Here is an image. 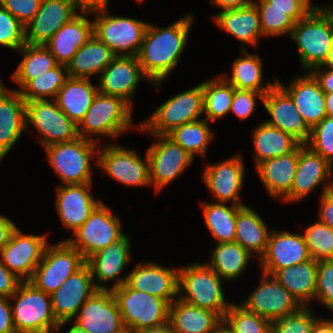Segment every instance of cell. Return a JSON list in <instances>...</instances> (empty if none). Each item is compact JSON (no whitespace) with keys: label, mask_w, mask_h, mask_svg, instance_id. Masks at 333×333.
<instances>
[{"label":"cell","mask_w":333,"mask_h":333,"mask_svg":"<svg viewBox=\"0 0 333 333\" xmlns=\"http://www.w3.org/2000/svg\"><path fill=\"white\" fill-rule=\"evenodd\" d=\"M194 14L188 13L173 24L157 28L148 23L137 55L143 73L155 88L171 74L187 45Z\"/></svg>","instance_id":"6da1fadb"},{"label":"cell","mask_w":333,"mask_h":333,"mask_svg":"<svg viewBox=\"0 0 333 333\" xmlns=\"http://www.w3.org/2000/svg\"><path fill=\"white\" fill-rule=\"evenodd\" d=\"M221 280L206 263L195 262L179 267L178 298L213 311L223 319L232 303L225 300Z\"/></svg>","instance_id":"7a4b0ae2"},{"label":"cell","mask_w":333,"mask_h":333,"mask_svg":"<svg viewBox=\"0 0 333 333\" xmlns=\"http://www.w3.org/2000/svg\"><path fill=\"white\" fill-rule=\"evenodd\" d=\"M290 37L298 48L305 71L322 66L333 42V13L328 8L310 12L295 23Z\"/></svg>","instance_id":"3957f363"},{"label":"cell","mask_w":333,"mask_h":333,"mask_svg":"<svg viewBox=\"0 0 333 333\" xmlns=\"http://www.w3.org/2000/svg\"><path fill=\"white\" fill-rule=\"evenodd\" d=\"M132 107L116 96H95L91 106L77 125L78 136L98 142V136L116 138L133 127ZM97 136V139L92 137Z\"/></svg>","instance_id":"277c9868"},{"label":"cell","mask_w":333,"mask_h":333,"mask_svg":"<svg viewBox=\"0 0 333 333\" xmlns=\"http://www.w3.org/2000/svg\"><path fill=\"white\" fill-rule=\"evenodd\" d=\"M16 333H47L55 331L59 322L54 317L50 294L29 281H21L9 298Z\"/></svg>","instance_id":"5b68a950"},{"label":"cell","mask_w":333,"mask_h":333,"mask_svg":"<svg viewBox=\"0 0 333 333\" xmlns=\"http://www.w3.org/2000/svg\"><path fill=\"white\" fill-rule=\"evenodd\" d=\"M96 141L81 137L44 147L49 164L64 185L93 183L91 159L98 156Z\"/></svg>","instance_id":"8992f818"},{"label":"cell","mask_w":333,"mask_h":333,"mask_svg":"<svg viewBox=\"0 0 333 333\" xmlns=\"http://www.w3.org/2000/svg\"><path fill=\"white\" fill-rule=\"evenodd\" d=\"M203 115L202 84L179 93L161 104L137 130L148 134L167 135L186 123L200 120Z\"/></svg>","instance_id":"52a82bcc"},{"label":"cell","mask_w":333,"mask_h":333,"mask_svg":"<svg viewBox=\"0 0 333 333\" xmlns=\"http://www.w3.org/2000/svg\"><path fill=\"white\" fill-rule=\"evenodd\" d=\"M111 291L124 326L142 332L169 322L170 303L165 299L130 289L126 284Z\"/></svg>","instance_id":"ba28073f"},{"label":"cell","mask_w":333,"mask_h":333,"mask_svg":"<svg viewBox=\"0 0 333 333\" xmlns=\"http://www.w3.org/2000/svg\"><path fill=\"white\" fill-rule=\"evenodd\" d=\"M108 9L94 11L93 34L116 56H137L148 23L130 17L112 16Z\"/></svg>","instance_id":"9c48e42d"},{"label":"cell","mask_w":333,"mask_h":333,"mask_svg":"<svg viewBox=\"0 0 333 333\" xmlns=\"http://www.w3.org/2000/svg\"><path fill=\"white\" fill-rule=\"evenodd\" d=\"M85 264L86 259L65 240L52 245L47 244L41 262L35 268L29 282L41 291L51 294Z\"/></svg>","instance_id":"30bf717a"},{"label":"cell","mask_w":333,"mask_h":333,"mask_svg":"<svg viewBox=\"0 0 333 333\" xmlns=\"http://www.w3.org/2000/svg\"><path fill=\"white\" fill-rule=\"evenodd\" d=\"M121 220L102 201L90 214L84 224L65 241L88 259L97 251L122 238Z\"/></svg>","instance_id":"8fae6325"},{"label":"cell","mask_w":333,"mask_h":333,"mask_svg":"<svg viewBox=\"0 0 333 333\" xmlns=\"http://www.w3.org/2000/svg\"><path fill=\"white\" fill-rule=\"evenodd\" d=\"M26 128L33 126L41 136L40 143L46 147L78 138L77 125L50 100L26 102Z\"/></svg>","instance_id":"7c38bea8"},{"label":"cell","mask_w":333,"mask_h":333,"mask_svg":"<svg viewBox=\"0 0 333 333\" xmlns=\"http://www.w3.org/2000/svg\"><path fill=\"white\" fill-rule=\"evenodd\" d=\"M96 158L94 164L97 167L125 186L141 187L151 185L147 152L145 161L133 149L117 144H108L99 149Z\"/></svg>","instance_id":"4fadbf2b"},{"label":"cell","mask_w":333,"mask_h":333,"mask_svg":"<svg viewBox=\"0 0 333 333\" xmlns=\"http://www.w3.org/2000/svg\"><path fill=\"white\" fill-rule=\"evenodd\" d=\"M151 135L158 140L153 142L146 151L149 177L150 184L154 185L155 193H158L178 178L192 164L194 157L167 135Z\"/></svg>","instance_id":"5bb4252c"},{"label":"cell","mask_w":333,"mask_h":333,"mask_svg":"<svg viewBox=\"0 0 333 333\" xmlns=\"http://www.w3.org/2000/svg\"><path fill=\"white\" fill-rule=\"evenodd\" d=\"M90 268L85 264L74 274L70 275L66 281L54 292L50 294L52 311L54 317L59 322L57 331L63 325L71 322L84 305V303L96 292Z\"/></svg>","instance_id":"9a60e30c"},{"label":"cell","mask_w":333,"mask_h":333,"mask_svg":"<svg viewBox=\"0 0 333 333\" xmlns=\"http://www.w3.org/2000/svg\"><path fill=\"white\" fill-rule=\"evenodd\" d=\"M46 237V234H23L16 227L8 243L0 251L2 264L21 281H29L48 244Z\"/></svg>","instance_id":"2e32d148"},{"label":"cell","mask_w":333,"mask_h":333,"mask_svg":"<svg viewBox=\"0 0 333 333\" xmlns=\"http://www.w3.org/2000/svg\"><path fill=\"white\" fill-rule=\"evenodd\" d=\"M248 311L263 316L270 322L299 311L302 306L273 275L262 272V282L240 303Z\"/></svg>","instance_id":"e0dca14e"},{"label":"cell","mask_w":333,"mask_h":333,"mask_svg":"<svg viewBox=\"0 0 333 333\" xmlns=\"http://www.w3.org/2000/svg\"><path fill=\"white\" fill-rule=\"evenodd\" d=\"M202 179L216 199V203L232 202V205L244 206L241 203L240 191L244 181L245 166L241 154H236L219 163L205 164Z\"/></svg>","instance_id":"ac0fdd59"},{"label":"cell","mask_w":333,"mask_h":333,"mask_svg":"<svg viewBox=\"0 0 333 333\" xmlns=\"http://www.w3.org/2000/svg\"><path fill=\"white\" fill-rule=\"evenodd\" d=\"M130 242V238L125 234L119 240L86 259V264L90 268L93 279L96 278L97 280L94 284L98 290H113L126 283L127 274L121 278L119 275L125 270L131 260ZM112 280L116 282L111 288L104 286L105 283H109Z\"/></svg>","instance_id":"d6986e66"},{"label":"cell","mask_w":333,"mask_h":333,"mask_svg":"<svg viewBox=\"0 0 333 333\" xmlns=\"http://www.w3.org/2000/svg\"><path fill=\"white\" fill-rule=\"evenodd\" d=\"M262 104L271 117L265 122L291 135L300 144L309 141L311 129L304 122L289 94L276 83L263 98Z\"/></svg>","instance_id":"ffe728a7"},{"label":"cell","mask_w":333,"mask_h":333,"mask_svg":"<svg viewBox=\"0 0 333 333\" xmlns=\"http://www.w3.org/2000/svg\"><path fill=\"white\" fill-rule=\"evenodd\" d=\"M312 259L303 234L271 230L267 250L260 258L263 273L273 275L277 270Z\"/></svg>","instance_id":"44dd1931"},{"label":"cell","mask_w":333,"mask_h":333,"mask_svg":"<svg viewBox=\"0 0 333 333\" xmlns=\"http://www.w3.org/2000/svg\"><path fill=\"white\" fill-rule=\"evenodd\" d=\"M73 321L88 333H116L124 326L111 290L96 291L84 303Z\"/></svg>","instance_id":"7402d4cb"},{"label":"cell","mask_w":333,"mask_h":333,"mask_svg":"<svg viewBox=\"0 0 333 333\" xmlns=\"http://www.w3.org/2000/svg\"><path fill=\"white\" fill-rule=\"evenodd\" d=\"M179 267L168 268L153 262H139L128 274L130 289L165 299L170 304L177 299Z\"/></svg>","instance_id":"603a6c76"},{"label":"cell","mask_w":333,"mask_h":333,"mask_svg":"<svg viewBox=\"0 0 333 333\" xmlns=\"http://www.w3.org/2000/svg\"><path fill=\"white\" fill-rule=\"evenodd\" d=\"M142 78L148 80L137 56H116L99 76L98 90L104 95L119 97L133 107L131 99Z\"/></svg>","instance_id":"cb8c5ba5"},{"label":"cell","mask_w":333,"mask_h":333,"mask_svg":"<svg viewBox=\"0 0 333 333\" xmlns=\"http://www.w3.org/2000/svg\"><path fill=\"white\" fill-rule=\"evenodd\" d=\"M73 0H42L34 18L25 26V41L31 45H45L50 38L76 15Z\"/></svg>","instance_id":"d4e9b609"},{"label":"cell","mask_w":333,"mask_h":333,"mask_svg":"<svg viewBox=\"0 0 333 333\" xmlns=\"http://www.w3.org/2000/svg\"><path fill=\"white\" fill-rule=\"evenodd\" d=\"M332 172L333 166L321 155L306 144H300L291 190L282 200L291 203L305 199L321 183L327 182V179L333 175Z\"/></svg>","instance_id":"484cf974"},{"label":"cell","mask_w":333,"mask_h":333,"mask_svg":"<svg viewBox=\"0 0 333 333\" xmlns=\"http://www.w3.org/2000/svg\"><path fill=\"white\" fill-rule=\"evenodd\" d=\"M92 185L89 183L57 187L56 210L63 226L72 233L84 224L102 202L101 199H94L90 193Z\"/></svg>","instance_id":"4316f807"},{"label":"cell","mask_w":333,"mask_h":333,"mask_svg":"<svg viewBox=\"0 0 333 333\" xmlns=\"http://www.w3.org/2000/svg\"><path fill=\"white\" fill-rule=\"evenodd\" d=\"M26 101L19 90L4 87L0 79V163L26 129Z\"/></svg>","instance_id":"83f0119b"},{"label":"cell","mask_w":333,"mask_h":333,"mask_svg":"<svg viewBox=\"0 0 333 333\" xmlns=\"http://www.w3.org/2000/svg\"><path fill=\"white\" fill-rule=\"evenodd\" d=\"M277 83L292 98L304 122L310 129L327 116L325 93L310 72H307L304 76H296L287 86L283 85L278 79Z\"/></svg>","instance_id":"f1b7e54d"},{"label":"cell","mask_w":333,"mask_h":333,"mask_svg":"<svg viewBox=\"0 0 333 333\" xmlns=\"http://www.w3.org/2000/svg\"><path fill=\"white\" fill-rule=\"evenodd\" d=\"M87 14L89 12H80L45 44L58 64L67 66L78 49L93 35V21L86 17Z\"/></svg>","instance_id":"f546056e"},{"label":"cell","mask_w":333,"mask_h":333,"mask_svg":"<svg viewBox=\"0 0 333 333\" xmlns=\"http://www.w3.org/2000/svg\"><path fill=\"white\" fill-rule=\"evenodd\" d=\"M298 163V147L286 155L256 165L259 179L272 198L283 199L291 190Z\"/></svg>","instance_id":"4dcf8cb0"},{"label":"cell","mask_w":333,"mask_h":333,"mask_svg":"<svg viewBox=\"0 0 333 333\" xmlns=\"http://www.w3.org/2000/svg\"><path fill=\"white\" fill-rule=\"evenodd\" d=\"M169 323L174 333H214L223 319L213 311L177 298L169 307Z\"/></svg>","instance_id":"1f68e13d"},{"label":"cell","mask_w":333,"mask_h":333,"mask_svg":"<svg viewBox=\"0 0 333 333\" xmlns=\"http://www.w3.org/2000/svg\"><path fill=\"white\" fill-rule=\"evenodd\" d=\"M212 19L219 28L245 45L256 48L262 36L259 13L253 2L237 9L220 11Z\"/></svg>","instance_id":"d6a6232c"},{"label":"cell","mask_w":333,"mask_h":333,"mask_svg":"<svg viewBox=\"0 0 333 333\" xmlns=\"http://www.w3.org/2000/svg\"><path fill=\"white\" fill-rule=\"evenodd\" d=\"M116 55L94 34L84 43L67 64V74L71 78L90 79L101 75Z\"/></svg>","instance_id":"836d02e7"},{"label":"cell","mask_w":333,"mask_h":333,"mask_svg":"<svg viewBox=\"0 0 333 333\" xmlns=\"http://www.w3.org/2000/svg\"><path fill=\"white\" fill-rule=\"evenodd\" d=\"M98 92V86L95 87L91 79L68 77L54 101L68 118L78 125Z\"/></svg>","instance_id":"e575fe53"},{"label":"cell","mask_w":333,"mask_h":333,"mask_svg":"<svg viewBox=\"0 0 333 333\" xmlns=\"http://www.w3.org/2000/svg\"><path fill=\"white\" fill-rule=\"evenodd\" d=\"M318 261L310 259L304 263L277 270L273 276L298 301L309 307L315 300Z\"/></svg>","instance_id":"d590c367"},{"label":"cell","mask_w":333,"mask_h":333,"mask_svg":"<svg viewBox=\"0 0 333 333\" xmlns=\"http://www.w3.org/2000/svg\"><path fill=\"white\" fill-rule=\"evenodd\" d=\"M235 230L236 243L251 254L259 255V259L265 254L271 231L253 208L246 205L239 208Z\"/></svg>","instance_id":"8d00e7d4"},{"label":"cell","mask_w":333,"mask_h":333,"mask_svg":"<svg viewBox=\"0 0 333 333\" xmlns=\"http://www.w3.org/2000/svg\"><path fill=\"white\" fill-rule=\"evenodd\" d=\"M255 166L260 162L293 152L300 143L291 135L265 121L252 132Z\"/></svg>","instance_id":"74e56055"},{"label":"cell","mask_w":333,"mask_h":333,"mask_svg":"<svg viewBox=\"0 0 333 333\" xmlns=\"http://www.w3.org/2000/svg\"><path fill=\"white\" fill-rule=\"evenodd\" d=\"M262 59L258 55L251 54L242 47V57L235 59L232 65L231 77L227 74L221 76L236 89L254 90L264 95L277 83L270 80L263 85Z\"/></svg>","instance_id":"f35d334b"},{"label":"cell","mask_w":333,"mask_h":333,"mask_svg":"<svg viewBox=\"0 0 333 333\" xmlns=\"http://www.w3.org/2000/svg\"><path fill=\"white\" fill-rule=\"evenodd\" d=\"M211 254V261L206 264L213 269L221 279L227 280L228 282L243 274L252 257L249 251L245 250L235 241L216 244Z\"/></svg>","instance_id":"ab89813d"},{"label":"cell","mask_w":333,"mask_h":333,"mask_svg":"<svg viewBox=\"0 0 333 333\" xmlns=\"http://www.w3.org/2000/svg\"><path fill=\"white\" fill-rule=\"evenodd\" d=\"M18 51L23 55L16 71L12 74L21 89L32 79L58 65L55 56L45 45L25 43Z\"/></svg>","instance_id":"60d3db41"},{"label":"cell","mask_w":333,"mask_h":333,"mask_svg":"<svg viewBox=\"0 0 333 333\" xmlns=\"http://www.w3.org/2000/svg\"><path fill=\"white\" fill-rule=\"evenodd\" d=\"M207 229L218 243L234 242L236 236L237 212L241 206H226V203L201 204Z\"/></svg>","instance_id":"b9f144b4"},{"label":"cell","mask_w":333,"mask_h":333,"mask_svg":"<svg viewBox=\"0 0 333 333\" xmlns=\"http://www.w3.org/2000/svg\"><path fill=\"white\" fill-rule=\"evenodd\" d=\"M202 84L203 116L208 122L226 116L230 112L235 87L227 82L220 74L217 78L207 80Z\"/></svg>","instance_id":"7bdbcfd3"},{"label":"cell","mask_w":333,"mask_h":333,"mask_svg":"<svg viewBox=\"0 0 333 333\" xmlns=\"http://www.w3.org/2000/svg\"><path fill=\"white\" fill-rule=\"evenodd\" d=\"M167 136L191 156L194 157L197 154L205 159L214 133L210 129L208 121L200 119L173 129Z\"/></svg>","instance_id":"ee69618b"},{"label":"cell","mask_w":333,"mask_h":333,"mask_svg":"<svg viewBox=\"0 0 333 333\" xmlns=\"http://www.w3.org/2000/svg\"><path fill=\"white\" fill-rule=\"evenodd\" d=\"M67 78L66 65L58 64L53 69L30 80L22 89H19V92L26 102L49 100L52 97V99H55Z\"/></svg>","instance_id":"f6af8a7d"},{"label":"cell","mask_w":333,"mask_h":333,"mask_svg":"<svg viewBox=\"0 0 333 333\" xmlns=\"http://www.w3.org/2000/svg\"><path fill=\"white\" fill-rule=\"evenodd\" d=\"M223 324L232 333H271V322L268 319L236 303L229 307Z\"/></svg>","instance_id":"bcb514c9"},{"label":"cell","mask_w":333,"mask_h":333,"mask_svg":"<svg viewBox=\"0 0 333 333\" xmlns=\"http://www.w3.org/2000/svg\"><path fill=\"white\" fill-rule=\"evenodd\" d=\"M259 13L262 37L289 35L295 26V21L279 8H269L267 0H253Z\"/></svg>","instance_id":"7dc6e473"},{"label":"cell","mask_w":333,"mask_h":333,"mask_svg":"<svg viewBox=\"0 0 333 333\" xmlns=\"http://www.w3.org/2000/svg\"><path fill=\"white\" fill-rule=\"evenodd\" d=\"M302 234L312 259L333 260V229L318 219Z\"/></svg>","instance_id":"c3c4849f"},{"label":"cell","mask_w":333,"mask_h":333,"mask_svg":"<svg viewBox=\"0 0 333 333\" xmlns=\"http://www.w3.org/2000/svg\"><path fill=\"white\" fill-rule=\"evenodd\" d=\"M306 145L333 166V117L325 116L311 129Z\"/></svg>","instance_id":"681fc988"},{"label":"cell","mask_w":333,"mask_h":333,"mask_svg":"<svg viewBox=\"0 0 333 333\" xmlns=\"http://www.w3.org/2000/svg\"><path fill=\"white\" fill-rule=\"evenodd\" d=\"M318 319L310 307H302L295 313L271 322V333H311Z\"/></svg>","instance_id":"f907efd6"},{"label":"cell","mask_w":333,"mask_h":333,"mask_svg":"<svg viewBox=\"0 0 333 333\" xmlns=\"http://www.w3.org/2000/svg\"><path fill=\"white\" fill-rule=\"evenodd\" d=\"M25 43V26L0 5V45L18 51Z\"/></svg>","instance_id":"816d5d0a"},{"label":"cell","mask_w":333,"mask_h":333,"mask_svg":"<svg viewBox=\"0 0 333 333\" xmlns=\"http://www.w3.org/2000/svg\"><path fill=\"white\" fill-rule=\"evenodd\" d=\"M316 299L333 313V260L318 261Z\"/></svg>","instance_id":"f5cc1de1"},{"label":"cell","mask_w":333,"mask_h":333,"mask_svg":"<svg viewBox=\"0 0 333 333\" xmlns=\"http://www.w3.org/2000/svg\"><path fill=\"white\" fill-rule=\"evenodd\" d=\"M264 94L254 90L236 89L231 102L230 112L234 113L241 121L254 113L256 100L263 102Z\"/></svg>","instance_id":"db71d44e"},{"label":"cell","mask_w":333,"mask_h":333,"mask_svg":"<svg viewBox=\"0 0 333 333\" xmlns=\"http://www.w3.org/2000/svg\"><path fill=\"white\" fill-rule=\"evenodd\" d=\"M41 2L42 0H0V5L26 26L38 12Z\"/></svg>","instance_id":"11a10c76"},{"label":"cell","mask_w":333,"mask_h":333,"mask_svg":"<svg viewBox=\"0 0 333 333\" xmlns=\"http://www.w3.org/2000/svg\"><path fill=\"white\" fill-rule=\"evenodd\" d=\"M269 8H279L286 11L295 22L305 18L311 11L299 0H267Z\"/></svg>","instance_id":"9f6ffc18"},{"label":"cell","mask_w":333,"mask_h":333,"mask_svg":"<svg viewBox=\"0 0 333 333\" xmlns=\"http://www.w3.org/2000/svg\"><path fill=\"white\" fill-rule=\"evenodd\" d=\"M320 204L318 219L333 229V189L329 181L322 188Z\"/></svg>","instance_id":"6f0895ef"},{"label":"cell","mask_w":333,"mask_h":333,"mask_svg":"<svg viewBox=\"0 0 333 333\" xmlns=\"http://www.w3.org/2000/svg\"><path fill=\"white\" fill-rule=\"evenodd\" d=\"M21 280L9 271L0 259V296L10 298Z\"/></svg>","instance_id":"680465c9"},{"label":"cell","mask_w":333,"mask_h":333,"mask_svg":"<svg viewBox=\"0 0 333 333\" xmlns=\"http://www.w3.org/2000/svg\"><path fill=\"white\" fill-rule=\"evenodd\" d=\"M0 296V333H16L12 316L11 301Z\"/></svg>","instance_id":"91938a15"},{"label":"cell","mask_w":333,"mask_h":333,"mask_svg":"<svg viewBox=\"0 0 333 333\" xmlns=\"http://www.w3.org/2000/svg\"><path fill=\"white\" fill-rule=\"evenodd\" d=\"M310 73L318 81L324 93H333V70L318 66L313 68Z\"/></svg>","instance_id":"94428289"},{"label":"cell","mask_w":333,"mask_h":333,"mask_svg":"<svg viewBox=\"0 0 333 333\" xmlns=\"http://www.w3.org/2000/svg\"><path fill=\"white\" fill-rule=\"evenodd\" d=\"M80 12H89L108 9L109 0H73Z\"/></svg>","instance_id":"6125c7cd"},{"label":"cell","mask_w":333,"mask_h":333,"mask_svg":"<svg viewBox=\"0 0 333 333\" xmlns=\"http://www.w3.org/2000/svg\"><path fill=\"white\" fill-rule=\"evenodd\" d=\"M16 227L15 223L9 217L0 214V251L8 243Z\"/></svg>","instance_id":"be15d7a7"},{"label":"cell","mask_w":333,"mask_h":333,"mask_svg":"<svg viewBox=\"0 0 333 333\" xmlns=\"http://www.w3.org/2000/svg\"><path fill=\"white\" fill-rule=\"evenodd\" d=\"M253 2V0H210L213 6H217L220 11L237 9L242 6H246Z\"/></svg>","instance_id":"e7e4bbea"},{"label":"cell","mask_w":333,"mask_h":333,"mask_svg":"<svg viewBox=\"0 0 333 333\" xmlns=\"http://www.w3.org/2000/svg\"><path fill=\"white\" fill-rule=\"evenodd\" d=\"M311 333H333V320L319 318L315 322Z\"/></svg>","instance_id":"03108f58"},{"label":"cell","mask_w":333,"mask_h":333,"mask_svg":"<svg viewBox=\"0 0 333 333\" xmlns=\"http://www.w3.org/2000/svg\"><path fill=\"white\" fill-rule=\"evenodd\" d=\"M140 333H174V331L172 330V327H171L170 323L168 322L164 325L154 327L152 329H147Z\"/></svg>","instance_id":"003e7915"},{"label":"cell","mask_w":333,"mask_h":333,"mask_svg":"<svg viewBox=\"0 0 333 333\" xmlns=\"http://www.w3.org/2000/svg\"><path fill=\"white\" fill-rule=\"evenodd\" d=\"M325 106L327 116L333 117V93H325Z\"/></svg>","instance_id":"a7ac6f4b"},{"label":"cell","mask_w":333,"mask_h":333,"mask_svg":"<svg viewBox=\"0 0 333 333\" xmlns=\"http://www.w3.org/2000/svg\"><path fill=\"white\" fill-rule=\"evenodd\" d=\"M300 2H302L311 12H316V11H321L327 8V6H317V5H312V1L311 0H299Z\"/></svg>","instance_id":"89a4df30"},{"label":"cell","mask_w":333,"mask_h":333,"mask_svg":"<svg viewBox=\"0 0 333 333\" xmlns=\"http://www.w3.org/2000/svg\"><path fill=\"white\" fill-rule=\"evenodd\" d=\"M322 66L333 70V42H332V45L330 47L328 57H327L325 63Z\"/></svg>","instance_id":"2644e50d"},{"label":"cell","mask_w":333,"mask_h":333,"mask_svg":"<svg viewBox=\"0 0 333 333\" xmlns=\"http://www.w3.org/2000/svg\"><path fill=\"white\" fill-rule=\"evenodd\" d=\"M59 333H62L59 331ZM65 333H88L86 330L81 328L77 323L73 322L71 328Z\"/></svg>","instance_id":"8c879c8a"},{"label":"cell","mask_w":333,"mask_h":333,"mask_svg":"<svg viewBox=\"0 0 333 333\" xmlns=\"http://www.w3.org/2000/svg\"><path fill=\"white\" fill-rule=\"evenodd\" d=\"M116 333H140L129 326H123Z\"/></svg>","instance_id":"753ad0ef"},{"label":"cell","mask_w":333,"mask_h":333,"mask_svg":"<svg viewBox=\"0 0 333 333\" xmlns=\"http://www.w3.org/2000/svg\"><path fill=\"white\" fill-rule=\"evenodd\" d=\"M214 333H232L227 326L222 324Z\"/></svg>","instance_id":"34e18365"},{"label":"cell","mask_w":333,"mask_h":333,"mask_svg":"<svg viewBox=\"0 0 333 333\" xmlns=\"http://www.w3.org/2000/svg\"><path fill=\"white\" fill-rule=\"evenodd\" d=\"M333 13V4L327 7Z\"/></svg>","instance_id":"11e5206c"},{"label":"cell","mask_w":333,"mask_h":333,"mask_svg":"<svg viewBox=\"0 0 333 333\" xmlns=\"http://www.w3.org/2000/svg\"><path fill=\"white\" fill-rule=\"evenodd\" d=\"M47 333H59L57 330L55 331H51V332H47Z\"/></svg>","instance_id":"2a66077c"}]
</instances>
